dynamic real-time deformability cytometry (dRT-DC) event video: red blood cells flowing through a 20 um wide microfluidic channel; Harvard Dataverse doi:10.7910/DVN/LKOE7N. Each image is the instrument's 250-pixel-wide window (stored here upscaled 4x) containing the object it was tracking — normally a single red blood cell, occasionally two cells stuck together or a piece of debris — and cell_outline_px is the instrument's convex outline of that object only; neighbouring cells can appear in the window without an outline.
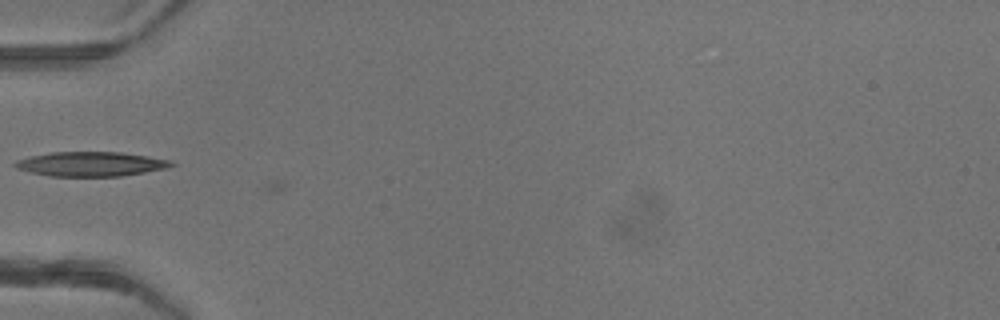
{"species": "common noctule bat (a hibernating species)", "species_latin": "Nyctalus noctula", "temperature_condition": "warm", "stored_images_in_passage": 23, "camera_frame_rate_fps": 3000, "um_per_image_px": 0.085, "animal": {"sex": "female"}, "frame": {"image": 1, "passage_image": 22, "time_ms": 7.0, "image_size_px": [1000, 320], "cell_outline_px": [[176, 164], [168, 168], [120, 176], [52, 176], [28, 172], [16, 168], [12, 164], [16, 160], [28, 156], [52, 152], [120, 152], [172, 160]], "centroid_in_image_um": [7.69, 13.94], "position_along_channel_um": 77.3, "area_um2": 22.37}}